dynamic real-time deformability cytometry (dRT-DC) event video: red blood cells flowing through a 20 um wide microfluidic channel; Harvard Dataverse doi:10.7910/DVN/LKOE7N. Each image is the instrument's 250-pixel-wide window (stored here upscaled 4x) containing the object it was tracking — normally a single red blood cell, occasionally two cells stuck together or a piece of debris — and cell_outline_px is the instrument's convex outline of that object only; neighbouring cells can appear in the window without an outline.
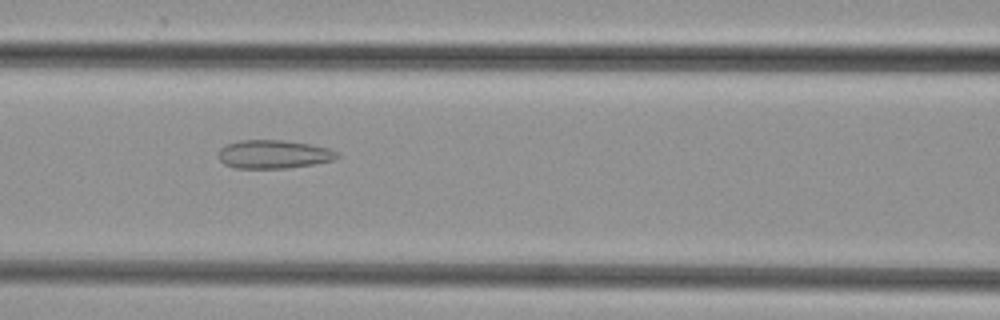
{"species": "common noctule bat (a hibernating species)", "species_latin": "Nyctalus noctula", "temperature_condition": "cold", "stored_images_in_passage": 34, "camera_frame_rate_fps": 3000, "um_per_image_px": 0.085, "animal": {"sex": "female", "body_mass_g": 29.2, "forearm_length_mm": 56.3}, "frame": {"image": 1, "passage_image": 7, "time_ms": 2.0, "image_size_px": [1000, 320], "cell_outline_px": [[340, 156], [332, 160], [316, 164], [288, 168], [232, 168], [224, 164], [220, 160], [220, 148], [228, 144], [240, 140], [284, 140], [312, 144], [328, 148], [340, 152]], "centroid_in_image_um": [23.31, 13.11], "position_along_channel_um": 143.3, "area_um2": 19.83}}
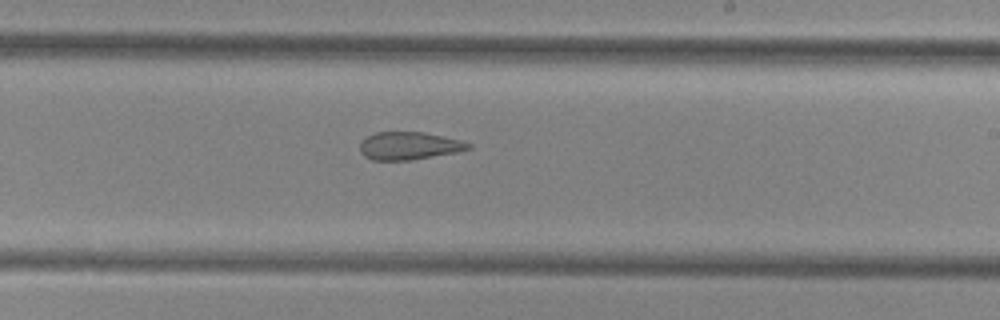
{"frame": {"image": 2, "passage_image": 15, "time_ms": 4.667, "image_size_px": [1000, 320], "cell_outline_px": [[472, 148], [460, 152], [412, 160], [372, 160], [364, 156], [360, 152], [360, 140], [376, 132], [424, 132], [460, 140], [472, 144]], "centroid_in_image_um": [34.78, 12.4], "position_along_channel_um": 254.2, "area_um2": 17.74}}
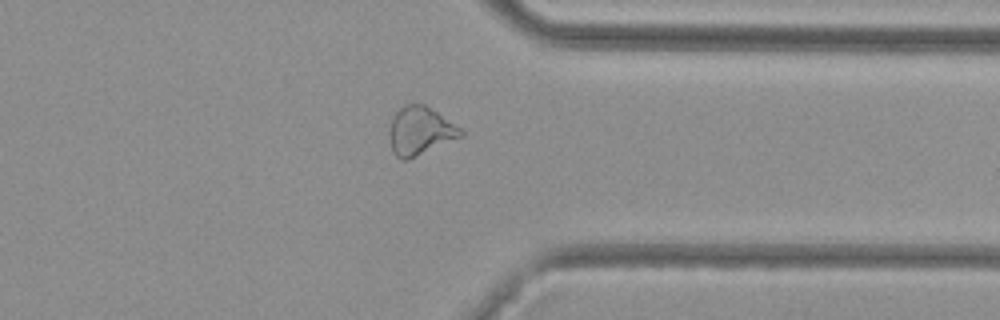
{"frame": {"image": 3, "passage_image": 24, "time_ms": 7.667, "image_size_px": [1000, 320], "cell_outline_px": [[464, 136], [408, 160], [400, 160], [392, 152], [388, 136], [388, 128], [392, 116], [404, 104], [424, 104], [460, 128], [464, 132]], "centroid_in_image_um": [35.66, 11.15], "position_along_channel_um": 375.7, "area_um2": 20.29}}